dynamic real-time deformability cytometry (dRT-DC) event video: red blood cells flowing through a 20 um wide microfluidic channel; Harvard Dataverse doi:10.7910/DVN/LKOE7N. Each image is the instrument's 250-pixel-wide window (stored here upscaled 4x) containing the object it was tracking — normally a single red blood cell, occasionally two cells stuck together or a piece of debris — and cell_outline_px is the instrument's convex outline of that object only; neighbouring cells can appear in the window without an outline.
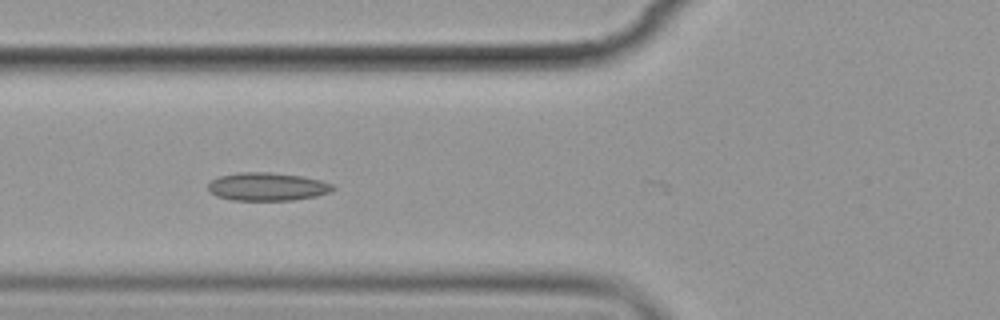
{"species": "common noctule bat (a hibernating species)", "species_latin": "Nyctalus noctula", "temperature_condition": "cold", "stored_images_in_passage": 6, "camera_frame_rate_fps": 3000, "um_per_image_px": 0.085, "animal": {"sex": "female", "body_mass_g": 19.9}, "frame": {"image": 1, "passage_image": 5, "time_ms": 4.667, "image_size_px": [1000, 320], "cell_outline_px": [[336, 188], [332, 192], [316, 196], [292, 200], [232, 200], [216, 196], [208, 188], [208, 184], [212, 180], [220, 176], [236, 172], [268, 172], [300, 176], [320, 180], [332, 184]], "centroid_in_image_um": [22.73, 15.87], "position_along_channel_um": 103.1, "area_um2": 20.4}}